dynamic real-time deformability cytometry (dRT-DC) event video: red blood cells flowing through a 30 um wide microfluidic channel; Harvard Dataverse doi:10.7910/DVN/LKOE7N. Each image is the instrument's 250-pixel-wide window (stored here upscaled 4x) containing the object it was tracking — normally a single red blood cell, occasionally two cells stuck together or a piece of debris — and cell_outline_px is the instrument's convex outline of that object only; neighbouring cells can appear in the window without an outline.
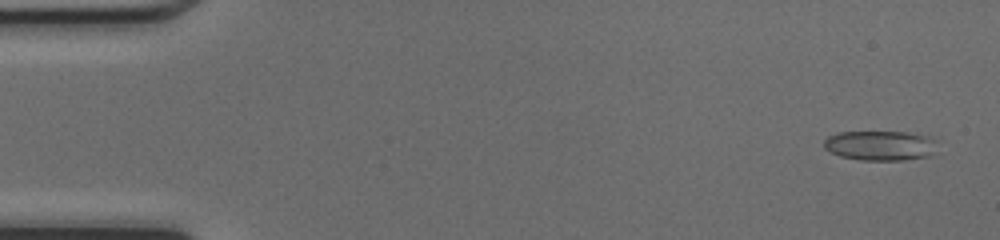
{"species": "common noctule bat (a hibernating species)", "species_latin": "Nyctalus noctula", "temperature_condition": "cold", "stored_images_in_passage": 48, "camera_frame_rate_fps": 3000, "um_per_image_px": 0.085, "animal": {"sex": "female", "body_mass_g": 17.0, "forearm_length_mm": 48.0}, "frame": {"image": 1, "passage_image": 2, "time_ms": 0.333, "image_size_px": [1000, 240], "cell_outline_px": [[936, 140], [928, 156], [904, 160], [860, 160], [840, 156], [824, 148], [824, 140], [828, 136], [836, 132], [908, 132], [924, 136]], "centroid_in_image_um": [74.73, 12.37], "position_along_channel_um": 10.3, "area_um2": 19.36}}
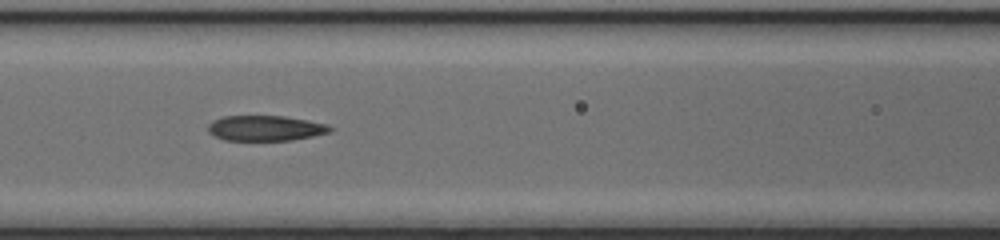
{"frame": {"image": 2, "passage_image": 21, "time_ms": 6.667, "image_size_px": [1000, 240], "cell_outline_px": [[332, 132], [292, 140], [224, 140], [208, 132], [208, 124], [212, 120], [224, 116], [284, 116], [308, 120], [328, 124], [332, 128]], "centroid_in_image_um": [22.57, 10.89], "position_along_channel_um": 144.0, "area_um2": 18.03}}
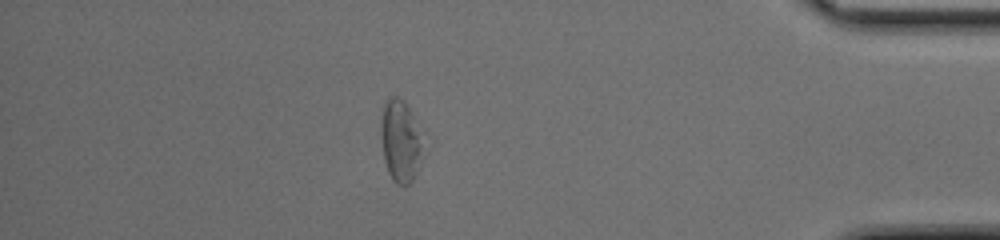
{"frame": {"image": 3, "passage_image": 42, "time_ms": 13.667, "image_size_px": [1000, 240], "cell_outline_px": [[420, 148], [416, 172], [412, 180], [408, 184], [396, 184], [392, 180], [388, 172], [384, 160], [380, 136], [380, 124], [384, 104], [392, 96], [396, 96], [404, 100], [412, 112], [420, 136]], "centroid_in_image_um": [33.97, 11.95], "position_along_channel_um": 401.2, "area_um2": 19.54}, "authors_computed_cell_mechanics": {"area_um2": 19.5075, "velocity_mm_per_s": 4.2749, "shape_relaxation_time_tau1_ms": 5.1881, "shape_relaxation_time_tau2_ms": 3.2957, "deformation_change_tau1": 0.1823, "deformation_change_tau2": 0.1352}}